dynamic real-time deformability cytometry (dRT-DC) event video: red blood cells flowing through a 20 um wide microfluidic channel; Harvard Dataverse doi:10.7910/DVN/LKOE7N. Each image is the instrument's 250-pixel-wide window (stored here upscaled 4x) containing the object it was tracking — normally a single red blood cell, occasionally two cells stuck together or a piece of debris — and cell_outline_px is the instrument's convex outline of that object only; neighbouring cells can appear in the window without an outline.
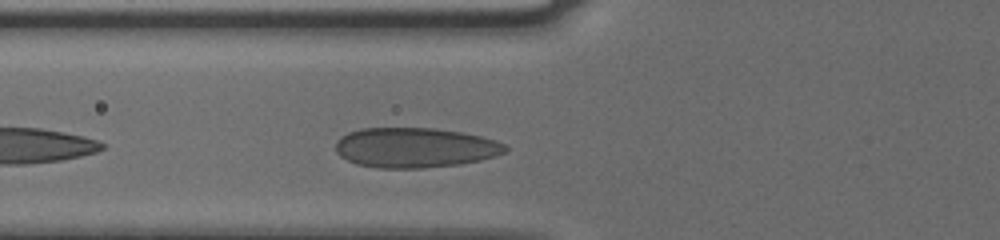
{"species": "human", "species_latin": "Homo sapiens", "temperature_condition": "cold", "stored_images_in_passage": 8, "camera_frame_rate_fps": 3000, "um_per_image_px": 0.085, "donor": {"sex": "male"}, "frame": {"image": 1, "passage_image": 4, "time_ms": 1.0, "image_size_px": [1000, 240], "cell_outline_px": [[508, 152], [496, 156], [480, 160], [460, 164], [420, 168], [380, 168], [356, 164], [340, 156], [336, 152], [336, 140], [340, 136], [348, 132], [360, 128], [432, 128], [460, 132], [480, 136], [496, 140], [504, 144], [508, 148]], "centroid_in_image_um": [35.27, 12.55], "position_along_channel_um": 90.5, "area_um2": 39.65}}
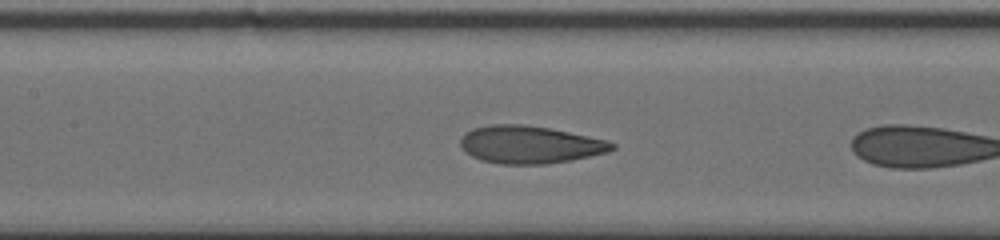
{"frame": {"image": 2, "passage_image": 7, "time_ms": 2.0, "image_size_px": [1000, 240], "cell_outline_px": [[616, 148], [608, 152], [572, 160], [548, 164], [500, 164], [484, 160], [472, 156], [464, 152], [460, 144], [460, 140], [464, 132], [472, 128], [492, 124], [524, 124], [548, 128], [608, 140], [616, 144]], "centroid_in_image_um": [45.03, 12.29], "position_along_channel_um": 162.4, "area_um2": 33.35}}